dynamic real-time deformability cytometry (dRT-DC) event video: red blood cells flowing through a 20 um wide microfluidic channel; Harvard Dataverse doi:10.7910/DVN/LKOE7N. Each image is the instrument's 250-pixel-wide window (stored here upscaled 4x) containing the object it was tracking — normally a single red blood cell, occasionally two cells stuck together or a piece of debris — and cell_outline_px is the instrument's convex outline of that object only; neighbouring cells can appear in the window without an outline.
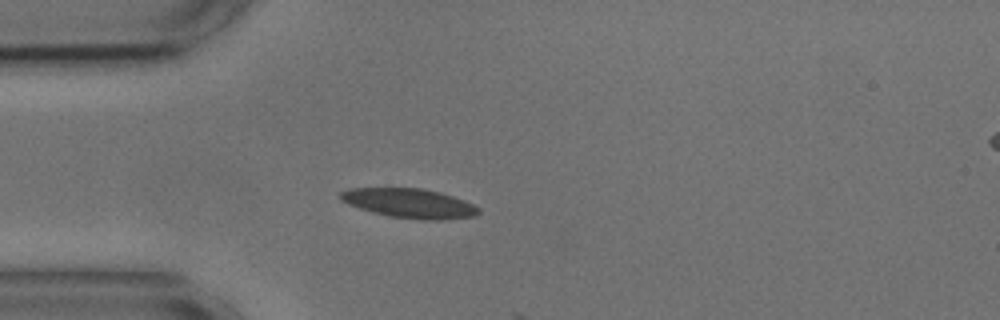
{"species": "common noctule bat (a hibernating species)", "species_latin": "Nyctalus noctula", "temperature_condition": "cold", "stored_images_in_passage": 2, "camera_frame_rate_fps": 3000, "um_per_image_px": 0.085, "animal": {"sex": "male", "body_mass_g": 17.9, "forearm_length_mm": 54.2}, "frame": {"image": 1, "passage_image": 1, "time_ms": 0.0, "image_size_px": [1000, 320], "cell_outline_px": [[480, 212], [476, 216], [440, 220], [420, 220], [388, 216], [372, 212], [348, 204], [340, 200], [340, 192], [348, 188], [420, 188], [440, 192], [464, 200], [480, 208]], "centroid_in_image_um": [34.8, 17.28], "position_along_channel_um": 50.2, "area_um2": 23.76}}